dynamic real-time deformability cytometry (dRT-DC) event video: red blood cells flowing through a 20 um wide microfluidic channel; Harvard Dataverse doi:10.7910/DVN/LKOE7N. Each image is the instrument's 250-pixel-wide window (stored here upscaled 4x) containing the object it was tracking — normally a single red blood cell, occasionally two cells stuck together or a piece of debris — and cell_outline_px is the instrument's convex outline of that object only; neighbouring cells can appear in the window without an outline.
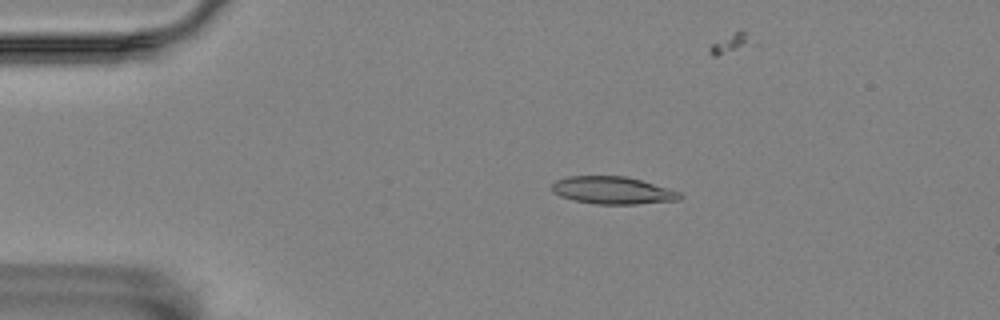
{"species": "Egyptian fruit bat (a non-hibernating species)", "species_latin": "Rousettus aegyptiacus", "temperature_condition": "room temperature", "stored_images_in_passage": 49, "camera_frame_rate_fps": 3000, "um_per_image_px": 0.085, "animal": {"sex": "female"}, "frame": {"image": 1, "passage_image": 3, "time_ms": 0.667, "image_size_px": [1000, 320], "cell_outline_px": [[684, 196], [680, 200], [636, 204], [596, 204], [576, 200], [560, 196], [552, 192], [552, 184], [556, 180], [568, 176], [624, 176], [640, 180], [668, 188], [680, 192]], "centroid_in_image_um": [52.09, 16.18], "position_along_channel_um": 32.9, "area_um2": 20.4}}
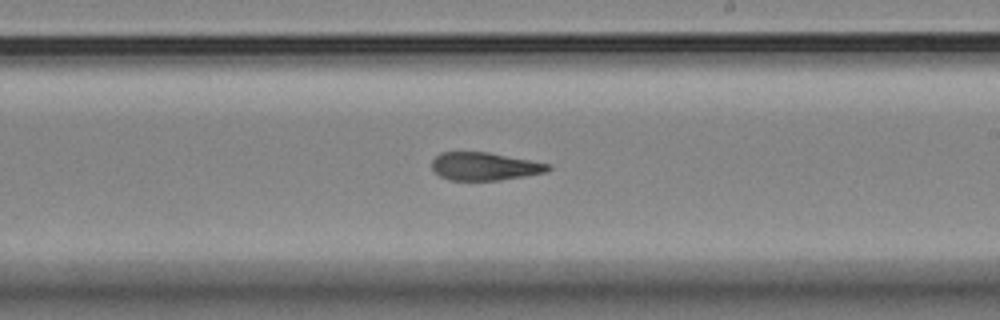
{"frame": {"image": 2, "passage_image": 25, "time_ms": 8.0, "image_size_px": [1000, 320], "cell_outline_px": [[552, 168], [544, 172], [524, 176], [500, 180], [448, 180], [440, 176], [432, 168], [432, 160], [440, 152], [488, 152], [552, 164]], "centroid_in_image_um": [41.19, 14.13], "position_along_channel_um": 247.8, "area_um2": 18.9}}
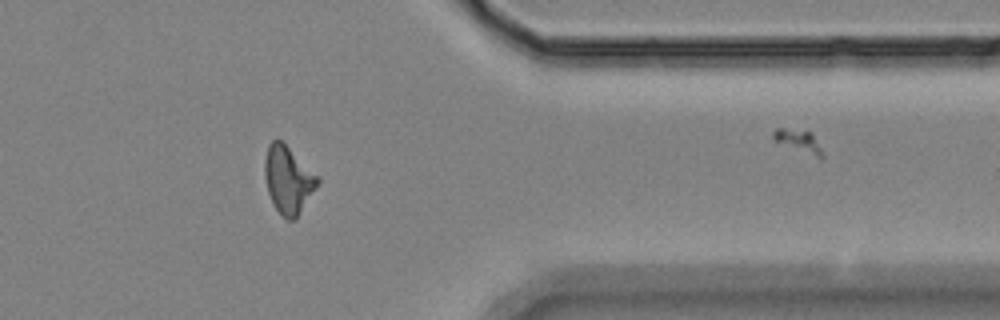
{"frame": {"image": 3, "passage_image": 38, "time_ms": 12.333, "image_size_px": [1000, 320], "cell_outline_px": [[320, 180], [316, 188], [296, 220], [288, 220], [276, 208], [268, 192], [264, 172], [264, 160], [268, 144], [272, 140], [280, 140]], "centroid_in_image_um": [24.47, 15.31], "position_along_channel_um": 386.9, "area_um2": 20.06}, "authors_computed_cell_mechanics": {"area_um2": 19.9988, "velocity_mm_per_s": 3.5227, "shape_relaxation_time_tau1_ms": null, "shape_relaxation_time_tau2_ms": 4.5857, "deformation_change_tau1": null, "deformation_change_tau2": 0.1306}}